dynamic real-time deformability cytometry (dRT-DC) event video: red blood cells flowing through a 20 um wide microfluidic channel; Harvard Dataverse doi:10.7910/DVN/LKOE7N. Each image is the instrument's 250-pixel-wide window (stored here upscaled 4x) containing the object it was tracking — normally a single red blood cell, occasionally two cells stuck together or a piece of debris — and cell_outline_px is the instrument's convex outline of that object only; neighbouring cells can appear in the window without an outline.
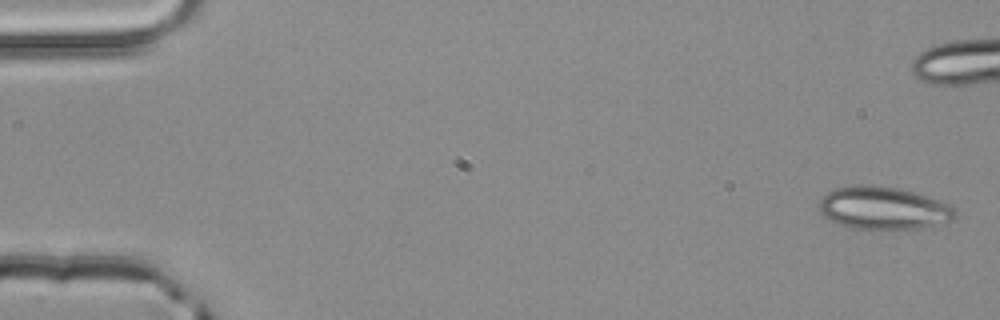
{"species": "common noctule bat (a hibernating species)", "species_latin": "Nyctalus noctula", "temperature_condition": "room temperature", "stored_images_in_passage": 6, "camera_frame_rate_fps": 3000, "um_per_image_px": 0.085, "animal": {"sex": "male", "body_mass_g": 20.4}, "frame": {"image": 1, "passage_image": 1, "time_ms": 0.0, "image_size_px": [1000, 320], "cell_outline_px": [[956, 216], [952, 220], [920, 228], [872, 232], [840, 224], [824, 216], [820, 212], [820, 200], [828, 192], [836, 188], [864, 184], [900, 188], [948, 204], [956, 208]], "centroid_in_image_um": [75.09, 17.72], "position_along_channel_um": 9.9, "area_um2": 33.99}}
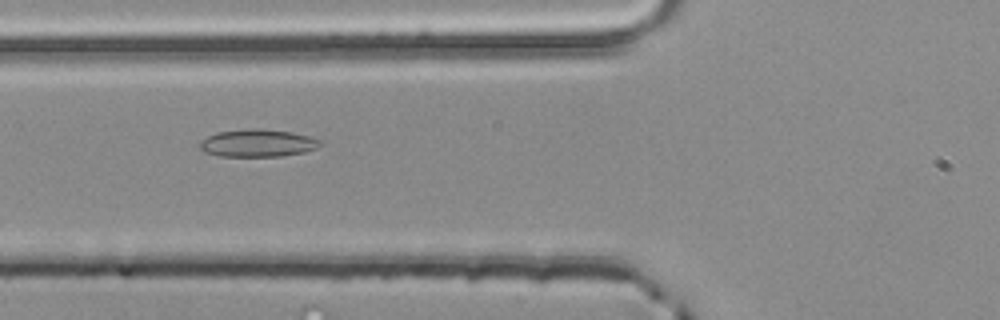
{"frame": {"image": 2, "passage_image": 6, "time_ms": 1.667, "image_size_px": [1000, 320], "cell_outline_px": [[320, 144], [316, 148], [304, 152], [280, 156], [220, 156], [204, 152], [200, 148], [200, 144], [208, 136], [216, 132], [248, 128], [260, 128], [292, 132], [308, 136], [320, 140]], "centroid_in_image_um": [21.89, 12.15], "position_along_channel_um": 103.9, "area_um2": 19.19}}